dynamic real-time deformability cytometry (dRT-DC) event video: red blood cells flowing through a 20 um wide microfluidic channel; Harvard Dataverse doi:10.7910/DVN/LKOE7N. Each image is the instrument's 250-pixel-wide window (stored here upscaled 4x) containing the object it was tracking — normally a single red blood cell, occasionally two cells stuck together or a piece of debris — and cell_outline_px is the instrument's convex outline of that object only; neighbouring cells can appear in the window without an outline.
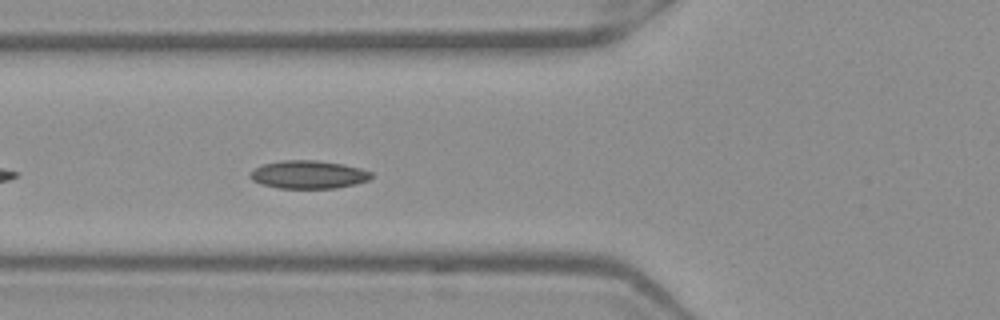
{"species": "Egyptian fruit bat (a non-hibernating species)", "species_latin": "Rousettus aegyptiacus", "temperature_condition": "warm", "stored_images_in_passage": 38, "camera_frame_rate_fps": 3000, "um_per_image_px": 0.085, "frame": {"image": 1, "passage_image": 5, "time_ms": 1.333, "image_size_px": [1000, 320], "cell_outline_px": [[372, 176], [368, 180], [356, 184], [336, 188], [276, 188], [260, 184], [252, 180], [248, 176], [256, 168], [264, 164], [280, 160], [316, 160], [344, 164], [360, 168], [372, 172]], "centroid_in_image_um": [26.22, 14.84], "position_along_channel_um": 99.6, "area_um2": 19.88}}
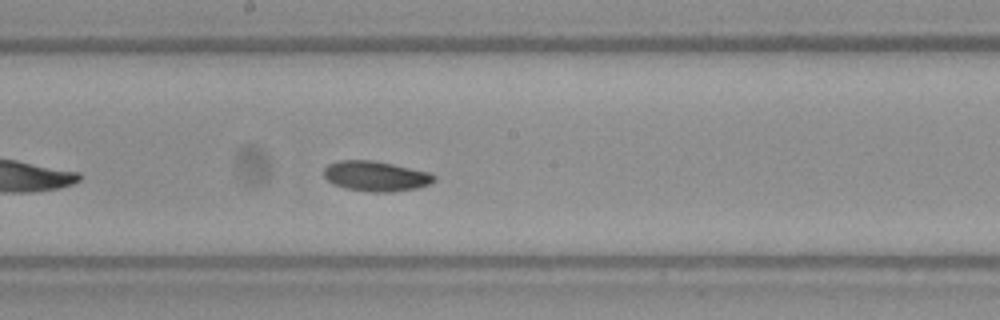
{"frame": {"image": 2, "passage_image": 14, "time_ms": 4.333, "image_size_px": [1000, 320], "cell_outline_px": [[436, 180], [428, 184], [416, 188], [392, 192], [372, 192], [344, 188], [332, 184], [324, 176], [324, 168], [328, 164], [336, 160], [372, 160], [432, 172], [436, 176]], "centroid_in_image_um": [31.94, 14.97], "position_along_channel_um": 216.3, "area_um2": 19.54}}
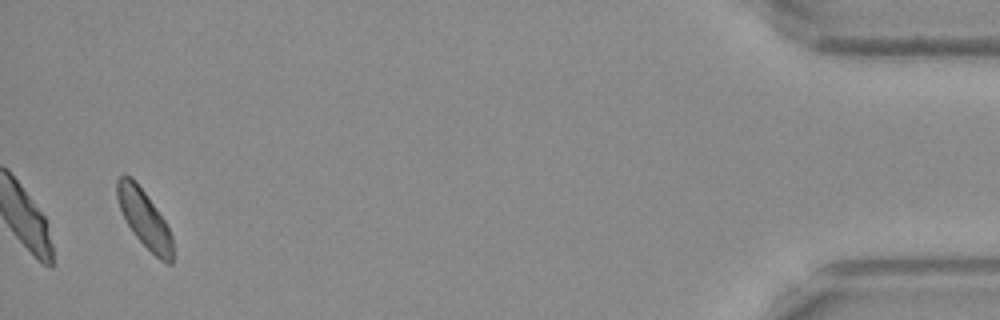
{"frame": {"image": 3, "passage_image": 36, "time_ms": 11.667, "image_size_px": [1000, 320], "cell_outline_px": [[172, 264], [168, 264], [160, 260], [132, 232], [120, 208], [116, 196], [116, 180], [120, 176], [132, 176], [136, 180], [156, 208], [164, 220], [172, 236]], "centroid_in_image_um": [12.25, 18.55], "position_along_channel_um": 422.9, "area_um2": 18.32}, "authors_computed_cell_mechanics": {"area_um2": 19.1318, "velocity_mm_per_s": 3.8803, "shape_relaxation_time_tau1_ms": 3.7018, "shape_relaxation_time_tau2_ms": null, "deformation_change_tau1": 0.0565, "deformation_change_tau2": null}}